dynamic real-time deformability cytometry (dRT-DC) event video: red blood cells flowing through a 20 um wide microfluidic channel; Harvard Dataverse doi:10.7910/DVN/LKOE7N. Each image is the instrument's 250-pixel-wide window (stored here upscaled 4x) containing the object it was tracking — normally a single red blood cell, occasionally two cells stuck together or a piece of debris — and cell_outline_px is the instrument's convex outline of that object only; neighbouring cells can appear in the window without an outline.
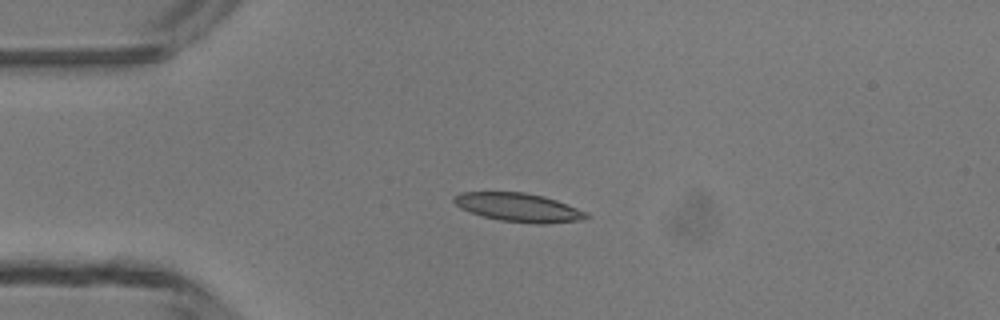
{"species": "common noctule bat (a hibernating species)", "species_latin": "Nyctalus noctula", "temperature_condition": "room temperature", "stored_images_in_passage": 5, "camera_frame_rate_fps": 3000, "um_per_image_px": 0.085, "animal": {"sex": "male", "body_mass_g": 13.3}, "frame": {"image": 1, "passage_image": 3, "time_ms": 2.333, "image_size_px": [1000, 320], "cell_outline_px": [[592, 216], [580, 220], [544, 224], [536, 224], [500, 220], [484, 216], [460, 208], [452, 200], [452, 196], [460, 192], [524, 192], [544, 196], [556, 200], [588, 212]], "centroid_in_image_um": [44.09, 17.62], "position_along_channel_um": 40.9, "area_um2": 22.08}}
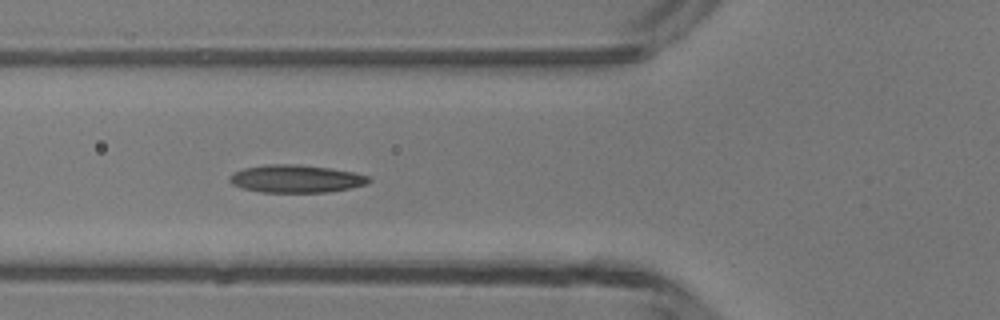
{"frame": {"image": 2, "passage_image": 5, "time_ms": 4.333, "image_size_px": [1000, 320], "cell_outline_px": [[372, 180], [364, 184], [348, 188], [328, 192], [260, 192], [240, 188], [232, 184], [228, 180], [228, 176], [232, 172], [244, 168], [268, 164], [296, 164], [328, 168], [352, 172], [372, 176]], "centroid_in_image_um": [25.1, 15.19], "position_along_channel_um": 100.7, "area_um2": 22.54}}